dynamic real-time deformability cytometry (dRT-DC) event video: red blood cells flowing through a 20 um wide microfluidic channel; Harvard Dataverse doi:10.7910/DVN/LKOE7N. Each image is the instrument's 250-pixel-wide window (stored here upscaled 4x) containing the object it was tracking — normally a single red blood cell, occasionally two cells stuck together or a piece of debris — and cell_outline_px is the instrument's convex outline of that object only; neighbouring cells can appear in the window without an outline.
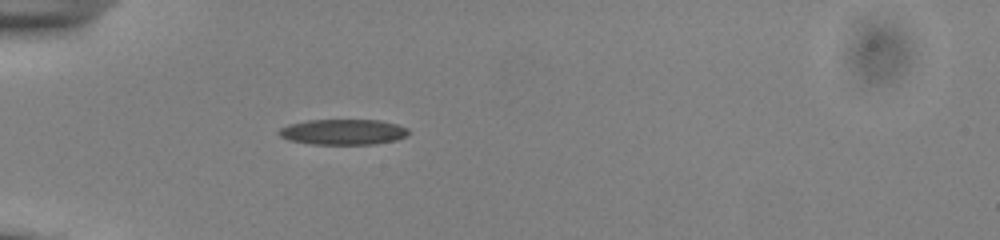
{"species": "common noctule bat (a hibernating species)", "species_latin": "Nyctalus noctula", "temperature_condition": "cold", "stored_images_in_passage": 38, "camera_frame_rate_fps": 3000, "um_per_image_px": 0.085, "animal": {"sex": "male", "body_mass_g": 13.0, "forearm_length_mm": 53.1}, "frame": {"image": 1, "passage_image": 1, "time_ms": 0.0, "image_size_px": [1000, 240], "cell_outline_px": [[408, 136], [396, 140], [376, 144], [312, 144], [288, 140], [280, 136], [276, 132], [280, 128], [288, 124], [308, 120], [380, 120], [396, 124], [408, 128]], "centroid_in_image_um": [29.15, 11.21], "position_along_channel_um": 55.8, "area_um2": 19.42}}
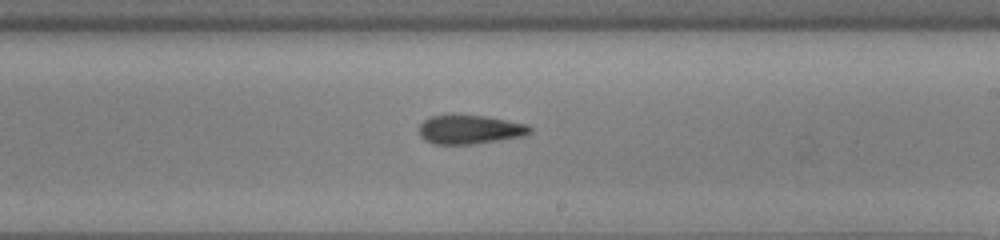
{"frame": {"image": 2, "passage_image": 17, "time_ms": 5.333, "image_size_px": [1000, 240], "cell_outline_px": [[532, 132], [524, 136], [472, 144], [432, 144], [424, 140], [420, 136], [420, 124], [424, 120], [432, 116], [452, 112], [488, 116], [528, 124], [532, 128]], "centroid_in_image_um": [39.93, 10.97], "position_along_channel_um": 249.1, "area_um2": 19.36}}
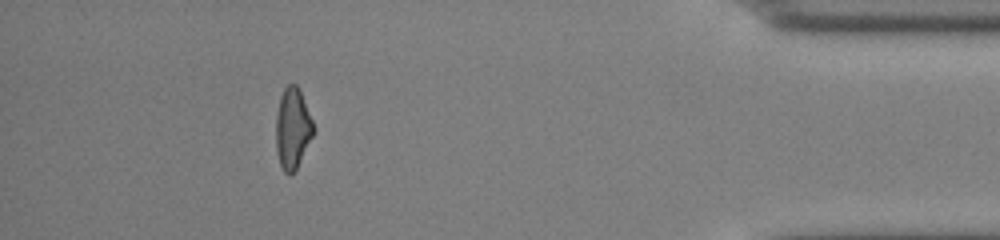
{"frame": {"image": 3, "passage_image": 33, "time_ms": 10.667, "image_size_px": [1000, 240], "cell_outline_px": [[316, 128], [296, 168], [288, 176], [284, 172], [280, 164], [276, 148], [276, 112], [280, 96], [284, 88], [288, 84], [296, 84], [300, 92]], "centroid_in_image_um": [24.86, 10.89], "position_along_channel_um": 410.3, "area_um2": 17.46}, "authors_computed_cell_mechanics": {"area_um2": 18.8717, "velocity_mm_per_s": 3.877, "shape_relaxation_time_tau1_ms": 9.7061, "shape_relaxation_time_tau2_ms": 5.5418, "deformation_change_tau1": 0.1992, "deformation_change_tau2": 0.1653}}